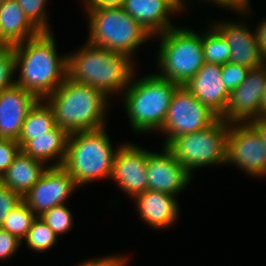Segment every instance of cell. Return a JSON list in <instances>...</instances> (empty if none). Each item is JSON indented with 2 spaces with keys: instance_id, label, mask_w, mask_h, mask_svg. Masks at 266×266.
<instances>
[{
  "instance_id": "30bf717a",
  "label": "cell",
  "mask_w": 266,
  "mask_h": 266,
  "mask_svg": "<svg viewBox=\"0 0 266 266\" xmlns=\"http://www.w3.org/2000/svg\"><path fill=\"white\" fill-rule=\"evenodd\" d=\"M227 165L238 167L250 177H266V145L250 123H229Z\"/></svg>"
},
{
  "instance_id": "b9f144b4",
  "label": "cell",
  "mask_w": 266,
  "mask_h": 266,
  "mask_svg": "<svg viewBox=\"0 0 266 266\" xmlns=\"http://www.w3.org/2000/svg\"><path fill=\"white\" fill-rule=\"evenodd\" d=\"M5 45L0 41V48L4 47Z\"/></svg>"
},
{
  "instance_id": "e0dca14e",
  "label": "cell",
  "mask_w": 266,
  "mask_h": 266,
  "mask_svg": "<svg viewBox=\"0 0 266 266\" xmlns=\"http://www.w3.org/2000/svg\"><path fill=\"white\" fill-rule=\"evenodd\" d=\"M39 99L16 84L0 92V138L18 140L29 110Z\"/></svg>"
},
{
  "instance_id": "836d02e7",
  "label": "cell",
  "mask_w": 266,
  "mask_h": 266,
  "mask_svg": "<svg viewBox=\"0 0 266 266\" xmlns=\"http://www.w3.org/2000/svg\"><path fill=\"white\" fill-rule=\"evenodd\" d=\"M216 4L219 8H224L226 10H231L233 13L238 15H243L247 17L252 13L250 1L251 0H202V2ZM208 1V2H207Z\"/></svg>"
},
{
  "instance_id": "d590c367",
  "label": "cell",
  "mask_w": 266,
  "mask_h": 266,
  "mask_svg": "<svg viewBox=\"0 0 266 266\" xmlns=\"http://www.w3.org/2000/svg\"><path fill=\"white\" fill-rule=\"evenodd\" d=\"M262 59L266 62V17L254 27Z\"/></svg>"
},
{
  "instance_id": "52a82bcc",
  "label": "cell",
  "mask_w": 266,
  "mask_h": 266,
  "mask_svg": "<svg viewBox=\"0 0 266 266\" xmlns=\"http://www.w3.org/2000/svg\"><path fill=\"white\" fill-rule=\"evenodd\" d=\"M154 37H160L156 74L178 85L187 84L205 63L202 33L178 26Z\"/></svg>"
},
{
  "instance_id": "5bb4252c",
  "label": "cell",
  "mask_w": 266,
  "mask_h": 266,
  "mask_svg": "<svg viewBox=\"0 0 266 266\" xmlns=\"http://www.w3.org/2000/svg\"><path fill=\"white\" fill-rule=\"evenodd\" d=\"M161 152L148 149L147 180L148 190L164 192L178 196L185 190L194 173L191 174L166 147Z\"/></svg>"
},
{
  "instance_id": "d6a6232c",
  "label": "cell",
  "mask_w": 266,
  "mask_h": 266,
  "mask_svg": "<svg viewBox=\"0 0 266 266\" xmlns=\"http://www.w3.org/2000/svg\"><path fill=\"white\" fill-rule=\"evenodd\" d=\"M23 245L16 236L0 228V261L9 260Z\"/></svg>"
},
{
  "instance_id": "3957f363",
  "label": "cell",
  "mask_w": 266,
  "mask_h": 266,
  "mask_svg": "<svg viewBox=\"0 0 266 266\" xmlns=\"http://www.w3.org/2000/svg\"><path fill=\"white\" fill-rule=\"evenodd\" d=\"M43 100L52 109L56 125L69 134L100 129L107 124L111 99L92 86L66 78Z\"/></svg>"
},
{
  "instance_id": "f1b7e54d",
  "label": "cell",
  "mask_w": 266,
  "mask_h": 266,
  "mask_svg": "<svg viewBox=\"0 0 266 266\" xmlns=\"http://www.w3.org/2000/svg\"><path fill=\"white\" fill-rule=\"evenodd\" d=\"M15 55L13 46L0 48V92L15 85Z\"/></svg>"
},
{
  "instance_id": "60d3db41",
  "label": "cell",
  "mask_w": 266,
  "mask_h": 266,
  "mask_svg": "<svg viewBox=\"0 0 266 266\" xmlns=\"http://www.w3.org/2000/svg\"><path fill=\"white\" fill-rule=\"evenodd\" d=\"M173 6V0H167Z\"/></svg>"
},
{
  "instance_id": "277c9868",
  "label": "cell",
  "mask_w": 266,
  "mask_h": 266,
  "mask_svg": "<svg viewBox=\"0 0 266 266\" xmlns=\"http://www.w3.org/2000/svg\"><path fill=\"white\" fill-rule=\"evenodd\" d=\"M178 86L175 82L162 78L154 72L139 78L134 72L121 99L135 134L160 132L171 98Z\"/></svg>"
},
{
  "instance_id": "cb8c5ba5",
  "label": "cell",
  "mask_w": 266,
  "mask_h": 266,
  "mask_svg": "<svg viewBox=\"0 0 266 266\" xmlns=\"http://www.w3.org/2000/svg\"><path fill=\"white\" fill-rule=\"evenodd\" d=\"M202 32L204 60L208 63L223 65L229 62L231 49L224 36L212 25Z\"/></svg>"
},
{
  "instance_id": "5b68a950",
  "label": "cell",
  "mask_w": 266,
  "mask_h": 266,
  "mask_svg": "<svg viewBox=\"0 0 266 266\" xmlns=\"http://www.w3.org/2000/svg\"><path fill=\"white\" fill-rule=\"evenodd\" d=\"M107 127L74 132L69 135L62 167L82 187L96 180H110L118 148H114ZM117 148V149H116Z\"/></svg>"
},
{
  "instance_id": "74e56055",
  "label": "cell",
  "mask_w": 266,
  "mask_h": 266,
  "mask_svg": "<svg viewBox=\"0 0 266 266\" xmlns=\"http://www.w3.org/2000/svg\"><path fill=\"white\" fill-rule=\"evenodd\" d=\"M250 124L258 131L266 145V116H260L252 120Z\"/></svg>"
},
{
  "instance_id": "d6986e66",
  "label": "cell",
  "mask_w": 266,
  "mask_h": 266,
  "mask_svg": "<svg viewBox=\"0 0 266 266\" xmlns=\"http://www.w3.org/2000/svg\"><path fill=\"white\" fill-rule=\"evenodd\" d=\"M122 8L153 38L176 27L170 17L179 14L167 0H124Z\"/></svg>"
},
{
  "instance_id": "7a4b0ae2",
  "label": "cell",
  "mask_w": 266,
  "mask_h": 266,
  "mask_svg": "<svg viewBox=\"0 0 266 266\" xmlns=\"http://www.w3.org/2000/svg\"><path fill=\"white\" fill-rule=\"evenodd\" d=\"M81 47L67 54V78L92 86L111 100L114 95L122 94L137 71L135 60L89 42Z\"/></svg>"
},
{
  "instance_id": "4dcf8cb0",
  "label": "cell",
  "mask_w": 266,
  "mask_h": 266,
  "mask_svg": "<svg viewBox=\"0 0 266 266\" xmlns=\"http://www.w3.org/2000/svg\"><path fill=\"white\" fill-rule=\"evenodd\" d=\"M23 201V197L0 182V228L7 215Z\"/></svg>"
},
{
  "instance_id": "e575fe53",
  "label": "cell",
  "mask_w": 266,
  "mask_h": 266,
  "mask_svg": "<svg viewBox=\"0 0 266 266\" xmlns=\"http://www.w3.org/2000/svg\"><path fill=\"white\" fill-rule=\"evenodd\" d=\"M77 266H129L128 265V258L124 255H110V256H103L94 259H90L81 262Z\"/></svg>"
},
{
  "instance_id": "d4e9b609",
  "label": "cell",
  "mask_w": 266,
  "mask_h": 266,
  "mask_svg": "<svg viewBox=\"0 0 266 266\" xmlns=\"http://www.w3.org/2000/svg\"><path fill=\"white\" fill-rule=\"evenodd\" d=\"M37 215L22 201L4 219L1 229L7 230L22 241Z\"/></svg>"
},
{
  "instance_id": "7bdbcfd3",
  "label": "cell",
  "mask_w": 266,
  "mask_h": 266,
  "mask_svg": "<svg viewBox=\"0 0 266 266\" xmlns=\"http://www.w3.org/2000/svg\"><path fill=\"white\" fill-rule=\"evenodd\" d=\"M5 1H7V0H0V4H3Z\"/></svg>"
},
{
  "instance_id": "f546056e",
  "label": "cell",
  "mask_w": 266,
  "mask_h": 266,
  "mask_svg": "<svg viewBox=\"0 0 266 266\" xmlns=\"http://www.w3.org/2000/svg\"><path fill=\"white\" fill-rule=\"evenodd\" d=\"M249 70L248 67L230 61L222 65V80L230 93L246 80Z\"/></svg>"
},
{
  "instance_id": "9a60e30c",
  "label": "cell",
  "mask_w": 266,
  "mask_h": 266,
  "mask_svg": "<svg viewBox=\"0 0 266 266\" xmlns=\"http://www.w3.org/2000/svg\"><path fill=\"white\" fill-rule=\"evenodd\" d=\"M212 25L224 36L231 52L229 61L248 67L257 68L266 63L261 56L259 44L256 39V33L251 31L248 23L245 21H215Z\"/></svg>"
},
{
  "instance_id": "ba28073f",
  "label": "cell",
  "mask_w": 266,
  "mask_h": 266,
  "mask_svg": "<svg viewBox=\"0 0 266 266\" xmlns=\"http://www.w3.org/2000/svg\"><path fill=\"white\" fill-rule=\"evenodd\" d=\"M229 123L217 118L209 127L175 137L166 147L191 174L202 167L226 165Z\"/></svg>"
},
{
  "instance_id": "7c38bea8",
  "label": "cell",
  "mask_w": 266,
  "mask_h": 266,
  "mask_svg": "<svg viewBox=\"0 0 266 266\" xmlns=\"http://www.w3.org/2000/svg\"><path fill=\"white\" fill-rule=\"evenodd\" d=\"M137 145L132 142L121 144L116 152L110 177L125 194L133 198L148 190V150Z\"/></svg>"
},
{
  "instance_id": "603a6c76",
  "label": "cell",
  "mask_w": 266,
  "mask_h": 266,
  "mask_svg": "<svg viewBox=\"0 0 266 266\" xmlns=\"http://www.w3.org/2000/svg\"><path fill=\"white\" fill-rule=\"evenodd\" d=\"M56 126L52 109L42 99L29 110L17 142L22 148L34 136L44 135Z\"/></svg>"
},
{
  "instance_id": "8fae6325",
  "label": "cell",
  "mask_w": 266,
  "mask_h": 266,
  "mask_svg": "<svg viewBox=\"0 0 266 266\" xmlns=\"http://www.w3.org/2000/svg\"><path fill=\"white\" fill-rule=\"evenodd\" d=\"M266 85V63L250 69L246 80L230 93L225 113L226 123H250L261 116V102Z\"/></svg>"
},
{
  "instance_id": "44dd1931",
  "label": "cell",
  "mask_w": 266,
  "mask_h": 266,
  "mask_svg": "<svg viewBox=\"0 0 266 266\" xmlns=\"http://www.w3.org/2000/svg\"><path fill=\"white\" fill-rule=\"evenodd\" d=\"M39 33L16 0H7L0 4V41L5 46L24 42Z\"/></svg>"
},
{
  "instance_id": "9c48e42d",
  "label": "cell",
  "mask_w": 266,
  "mask_h": 266,
  "mask_svg": "<svg viewBox=\"0 0 266 266\" xmlns=\"http://www.w3.org/2000/svg\"><path fill=\"white\" fill-rule=\"evenodd\" d=\"M217 118L184 85H179L173 93L166 119L159 132L166 137L163 146H167L175 137L209 127Z\"/></svg>"
},
{
  "instance_id": "484cf974",
  "label": "cell",
  "mask_w": 266,
  "mask_h": 266,
  "mask_svg": "<svg viewBox=\"0 0 266 266\" xmlns=\"http://www.w3.org/2000/svg\"><path fill=\"white\" fill-rule=\"evenodd\" d=\"M58 239L52 229L37 216L22 243L25 241L24 244L33 252L44 253L53 248Z\"/></svg>"
},
{
  "instance_id": "83f0119b",
  "label": "cell",
  "mask_w": 266,
  "mask_h": 266,
  "mask_svg": "<svg viewBox=\"0 0 266 266\" xmlns=\"http://www.w3.org/2000/svg\"><path fill=\"white\" fill-rule=\"evenodd\" d=\"M24 11L28 20L40 31L51 32L52 26H50L48 20L49 15L46 12V4L49 0H16Z\"/></svg>"
},
{
  "instance_id": "ac0fdd59",
  "label": "cell",
  "mask_w": 266,
  "mask_h": 266,
  "mask_svg": "<svg viewBox=\"0 0 266 266\" xmlns=\"http://www.w3.org/2000/svg\"><path fill=\"white\" fill-rule=\"evenodd\" d=\"M177 196L146 190L133 198L142 221L153 229H168L180 217ZM179 216V217H178Z\"/></svg>"
},
{
  "instance_id": "2e32d148",
  "label": "cell",
  "mask_w": 266,
  "mask_h": 266,
  "mask_svg": "<svg viewBox=\"0 0 266 266\" xmlns=\"http://www.w3.org/2000/svg\"><path fill=\"white\" fill-rule=\"evenodd\" d=\"M221 73L222 65L205 62L184 85L219 118L225 113L230 98Z\"/></svg>"
},
{
  "instance_id": "8992f818",
  "label": "cell",
  "mask_w": 266,
  "mask_h": 266,
  "mask_svg": "<svg viewBox=\"0 0 266 266\" xmlns=\"http://www.w3.org/2000/svg\"><path fill=\"white\" fill-rule=\"evenodd\" d=\"M87 42L128 55L134 60L138 49L153 37L122 7L86 8ZM140 46V47H139Z\"/></svg>"
},
{
  "instance_id": "ab89813d",
  "label": "cell",
  "mask_w": 266,
  "mask_h": 266,
  "mask_svg": "<svg viewBox=\"0 0 266 266\" xmlns=\"http://www.w3.org/2000/svg\"><path fill=\"white\" fill-rule=\"evenodd\" d=\"M261 116H266V85L263 91L262 102H261Z\"/></svg>"
},
{
  "instance_id": "6da1fadb",
  "label": "cell",
  "mask_w": 266,
  "mask_h": 266,
  "mask_svg": "<svg viewBox=\"0 0 266 266\" xmlns=\"http://www.w3.org/2000/svg\"><path fill=\"white\" fill-rule=\"evenodd\" d=\"M53 32L13 45L15 84L32 92L39 100L53 93L67 78V54H58ZM19 70V71H18Z\"/></svg>"
},
{
  "instance_id": "4316f807",
  "label": "cell",
  "mask_w": 266,
  "mask_h": 266,
  "mask_svg": "<svg viewBox=\"0 0 266 266\" xmlns=\"http://www.w3.org/2000/svg\"><path fill=\"white\" fill-rule=\"evenodd\" d=\"M72 212L65 205H58L49 210L44 211L38 217L43 220L58 237L61 234H65L73 227Z\"/></svg>"
},
{
  "instance_id": "4fadbf2b",
  "label": "cell",
  "mask_w": 266,
  "mask_h": 266,
  "mask_svg": "<svg viewBox=\"0 0 266 266\" xmlns=\"http://www.w3.org/2000/svg\"><path fill=\"white\" fill-rule=\"evenodd\" d=\"M78 189L72 176L62 167H48L37 183L25 194L23 201L37 215L65 204Z\"/></svg>"
},
{
  "instance_id": "ffe728a7",
  "label": "cell",
  "mask_w": 266,
  "mask_h": 266,
  "mask_svg": "<svg viewBox=\"0 0 266 266\" xmlns=\"http://www.w3.org/2000/svg\"><path fill=\"white\" fill-rule=\"evenodd\" d=\"M69 133L57 125L44 135L34 136L21 150L48 167L62 166L66 157ZM54 163H49V162Z\"/></svg>"
},
{
  "instance_id": "1f68e13d",
  "label": "cell",
  "mask_w": 266,
  "mask_h": 266,
  "mask_svg": "<svg viewBox=\"0 0 266 266\" xmlns=\"http://www.w3.org/2000/svg\"><path fill=\"white\" fill-rule=\"evenodd\" d=\"M21 148L17 140L10 138H0V177L13 163L15 156Z\"/></svg>"
},
{
  "instance_id": "7402d4cb",
  "label": "cell",
  "mask_w": 266,
  "mask_h": 266,
  "mask_svg": "<svg viewBox=\"0 0 266 266\" xmlns=\"http://www.w3.org/2000/svg\"><path fill=\"white\" fill-rule=\"evenodd\" d=\"M47 168L48 165L33 159L20 150L13 163L0 177V182L24 197L42 177Z\"/></svg>"
},
{
  "instance_id": "f35d334b",
  "label": "cell",
  "mask_w": 266,
  "mask_h": 266,
  "mask_svg": "<svg viewBox=\"0 0 266 266\" xmlns=\"http://www.w3.org/2000/svg\"><path fill=\"white\" fill-rule=\"evenodd\" d=\"M185 1L187 0H173V7L179 12V14L188 10L186 5L187 3ZM199 1L202 2V0Z\"/></svg>"
},
{
  "instance_id": "8d00e7d4",
  "label": "cell",
  "mask_w": 266,
  "mask_h": 266,
  "mask_svg": "<svg viewBox=\"0 0 266 266\" xmlns=\"http://www.w3.org/2000/svg\"><path fill=\"white\" fill-rule=\"evenodd\" d=\"M84 10L92 7H122L124 0H83Z\"/></svg>"
}]
</instances>
